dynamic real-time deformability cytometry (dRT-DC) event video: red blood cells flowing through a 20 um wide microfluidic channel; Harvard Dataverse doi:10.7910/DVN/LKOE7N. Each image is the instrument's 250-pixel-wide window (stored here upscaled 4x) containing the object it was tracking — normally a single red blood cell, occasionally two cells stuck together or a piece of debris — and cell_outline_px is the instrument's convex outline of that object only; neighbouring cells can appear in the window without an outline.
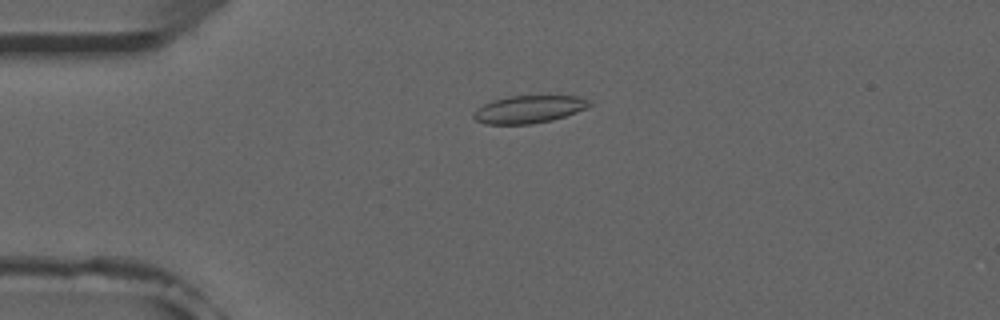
{"species": "common noctule bat (a hibernating species)", "species_latin": "Nyctalus noctula", "temperature_condition": "room temperature", "stored_images_in_passage": 51, "camera_frame_rate_fps": 3000, "um_per_image_px": 0.085, "animal": {"sex": "male", "forearm_length_mm": 52.5}, "frame": {"image": 1, "passage_image": 11, "time_ms": 3.333, "image_size_px": [1000, 320], "cell_outline_px": [[592, 104], [588, 108], [552, 120], [532, 124], [484, 124], [476, 120], [472, 116], [472, 112], [484, 104], [492, 100], [508, 96], [580, 96], [592, 100]], "centroid_in_image_um": [44.97, 9.28], "position_along_channel_um": 40.0, "area_um2": 18.79}}
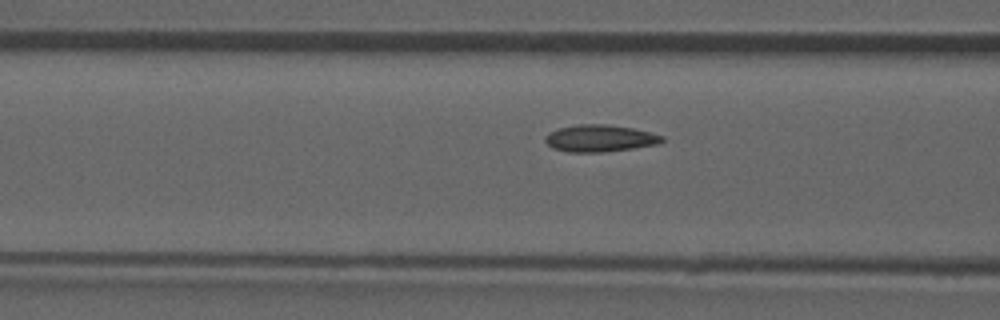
{"frame": {"image": 2, "passage_image": 19, "time_ms": 6.0, "image_size_px": [1000, 320], "cell_outline_px": [[664, 140], [660, 144], [632, 148], [600, 152], [568, 152], [552, 148], [544, 140], [544, 136], [548, 132], [560, 128], [576, 124], [608, 124], [632, 128], [664, 136]], "centroid_in_image_um": [50.96, 11.75], "position_along_channel_um": 115.6, "area_um2": 18.38}}
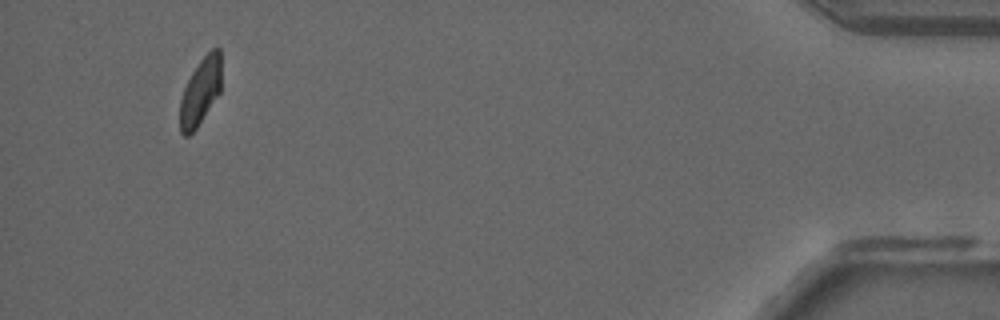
{"frame": {"image": 3, "passage_image": 48, "time_ms": 15.667, "image_size_px": [1000, 320], "cell_outline_px": [[220, 92], [196, 128], [188, 136], [184, 136], [180, 132], [180, 100], [184, 88], [192, 72], [200, 60], [212, 48], [220, 48]], "centroid_in_image_um": [17.02, 7.78], "position_along_channel_um": 418.2, "area_um2": 15.9}, "authors_computed_cell_mechanics": {"area_um2": 17.7446, "velocity_mm_per_s": 3.9096, "shape_relaxation_time_tau1_ms": 6.8226, "shape_relaxation_time_tau2_ms": 1.4861, "deformation_change_tau1": 0.1478, "deformation_change_tau2": 0.059}}